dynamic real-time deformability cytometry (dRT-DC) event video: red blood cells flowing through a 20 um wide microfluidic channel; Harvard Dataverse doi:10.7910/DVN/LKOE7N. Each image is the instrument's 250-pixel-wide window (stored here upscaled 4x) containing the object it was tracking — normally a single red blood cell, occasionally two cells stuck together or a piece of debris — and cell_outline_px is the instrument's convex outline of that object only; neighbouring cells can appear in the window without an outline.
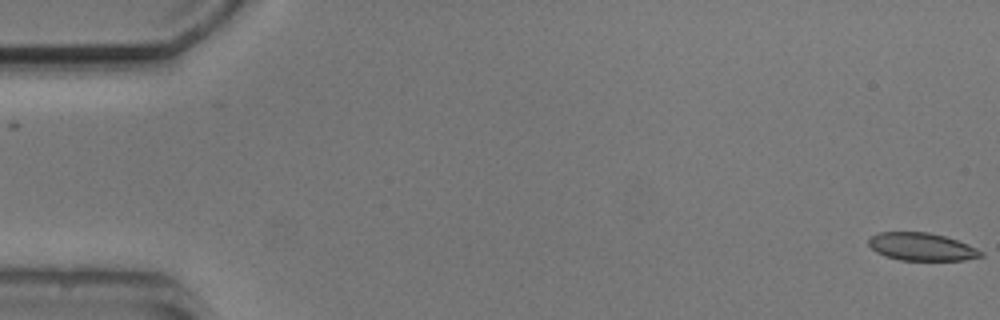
{"species": "common noctule bat (a hibernating species)", "species_latin": "Nyctalus noctula", "temperature_condition": "cold", "stored_images_in_passage": 6, "camera_frame_rate_fps": 3000, "um_per_image_px": 0.085, "animal": {"sex": "male", "body_mass_g": 20.5, "forearm_length_mm": 52.5}, "frame": {"image": 1, "passage_image": 1, "time_ms": 0.0, "image_size_px": [1000, 320], "cell_outline_px": [[984, 256], [964, 260], [900, 260], [876, 252], [868, 244], [868, 240], [872, 236], [880, 232], [928, 232], [944, 236], [968, 244], [984, 252]], "centroid_in_image_um": [78.36, 20.97], "position_along_channel_um": 6.6, "area_um2": 18.03}}
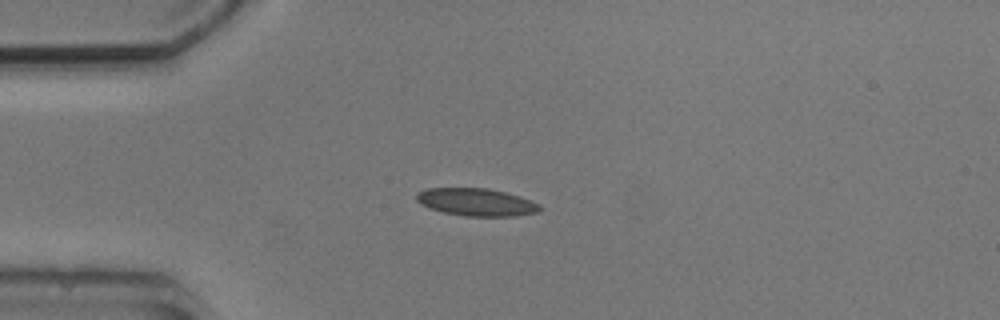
{"frame": {"image": 2, "passage_image": 5, "time_ms": 4.333, "image_size_px": [1000, 320], "cell_outline_px": [[544, 208], [540, 212], [516, 216], [464, 216], [444, 212], [420, 204], [416, 200], [416, 192], [428, 188], [488, 188], [520, 196], [540, 204]], "centroid_in_image_um": [40.53, 17.18], "position_along_channel_um": 44.5, "area_um2": 19.94}}
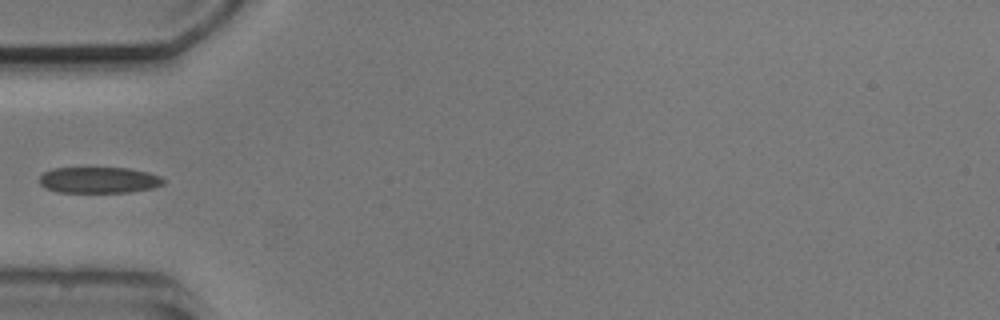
{"frame": {"image": 3, "passage_image": 6, "time_ms": 5.667, "image_size_px": [1000, 320], "cell_outline_px": [[164, 184], [152, 188], [128, 192], [56, 192], [44, 188], [40, 184], [40, 176], [44, 172], [52, 168], [128, 168], [148, 172], [160, 176], [164, 180]], "centroid_in_image_um": [8.38, 15.3], "position_along_channel_um": 76.6, "area_um2": 18.9}}